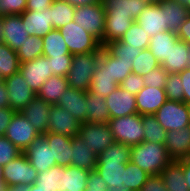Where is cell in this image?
Listing matches in <instances>:
<instances>
[{
	"instance_id": "obj_1",
	"label": "cell",
	"mask_w": 190,
	"mask_h": 191,
	"mask_svg": "<svg viewBox=\"0 0 190 191\" xmlns=\"http://www.w3.org/2000/svg\"><path fill=\"white\" fill-rule=\"evenodd\" d=\"M171 161L164 144L143 141L131 147V162L150 175H159Z\"/></svg>"
},
{
	"instance_id": "obj_2",
	"label": "cell",
	"mask_w": 190,
	"mask_h": 191,
	"mask_svg": "<svg viewBox=\"0 0 190 191\" xmlns=\"http://www.w3.org/2000/svg\"><path fill=\"white\" fill-rule=\"evenodd\" d=\"M99 59L100 52L73 55L71 68L66 76L69 87L89 91Z\"/></svg>"
},
{
	"instance_id": "obj_3",
	"label": "cell",
	"mask_w": 190,
	"mask_h": 191,
	"mask_svg": "<svg viewBox=\"0 0 190 191\" xmlns=\"http://www.w3.org/2000/svg\"><path fill=\"white\" fill-rule=\"evenodd\" d=\"M108 125L111 128L115 142L132 147L144 141L142 115L138 113L110 118Z\"/></svg>"
},
{
	"instance_id": "obj_4",
	"label": "cell",
	"mask_w": 190,
	"mask_h": 191,
	"mask_svg": "<svg viewBox=\"0 0 190 191\" xmlns=\"http://www.w3.org/2000/svg\"><path fill=\"white\" fill-rule=\"evenodd\" d=\"M58 30L63 36L68 50L72 55L100 52L102 49L101 42L84 28L78 26L74 20Z\"/></svg>"
},
{
	"instance_id": "obj_5",
	"label": "cell",
	"mask_w": 190,
	"mask_h": 191,
	"mask_svg": "<svg viewBox=\"0 0 190 191\" xmlns=\"http://www.w3.org/2000/svg\"><path fill=\"white\" fill-rule=\"evenodd\" d=\"M104 3L77 6L74 13V21L84 28L88 33L96 37L103 47V36L105 28Z\"/></svg>"
},
{
	"instance_id": "obj_6",
	"label": "cell",
	"mask_w": 190,
	"mask_h": 191,
	"mask_svg": "<svg viewBox=\"0 0 190 191\" xmlns=\"http://www.w3.org/2000/svg\"><path fill=\"white\" fill-rule=\"evenodd\" d=\"M2 173L5 186L17 184L29 186L36 182L38 176V171L30 164L23 152L3 166Z\"/></svg>"
},
{
	"instance_id": "obj_7",
	"label": "cell",
	"mask_w": 190,
	"mask_h": 191,
	"mask_svg": "<svg viewBox=\"0 0 190 191\" xmlns=\"http://www.w3.org/2000/svg\"><path fill=\"white\" fill-rule=\"evenodd\" d=\"M154 115L167 132L190 126L185 102L167 100Z\"/></svg>"
},
{
	"instance_id": "obj_8",
	"label": "cell",
	"mask_w": 190,
	"mask_h": 191,
	"mask_svg": "<svg viewBox=\"0 0 190 191\" xmlns=\"http://www.w3.org/2000/svg\"><path fill=\"white\" fill-rule=\"evenodd\" d=\"M78 136L85 140L86 146L94 149L98 155L115 142L108 123L83 122L80 124Z\"/></svg>"
},
{
	"instance_id": "obj_9",
	"label": "cell",
	"mask_w": 190,
	"mask_h": 191,
	"mask_svg": "<svg viewBox=\"0 0 190 191\" xmlns=\"http://www.w3.org/2000/svg\"><path fill=\"white\" fill-rule=\"evenodd\" d=\"M4 136H6L18 149L24 152L40 134L21 112H16Z\"/></svg>"
},
{
	"instance_id": "obj_10",
	"label": "cell",
	"mask_w": 190,
	"mask_h": 191,
	"mask_svg": "<svg viewBox=\"0 0 190 191\" xmlns=\"http://www.w3.org/2000/svg\"><path fill=\"white\" fill-rule=\"evenodd\" d=\"M9 99V107L15 112H20L36 96L20 73L3 80Z\"/></svg>"
},
{
	"instance_id": "obj_11",
	"label": "cell",
	"mask_w": 190,
	"mask_h": 191,
	"mask_svg": "<svg viewBox=\"0 0 190 191\" xmlns=\"http://www.w3.org/2000/svg\"><path fill=\"white\" fill-rule=\"evenodd\" d=\"M19 71L35 93L38 92L48 78L54 76L53 72H51L49 58L45 56L20 63Z\"/></svg>"
},
{
	"instance_id": "obj_12",
	"label": "cell",
	"mask_w": 190,
	"mask_h": 191,
	"mask_svg": "<svg viewBox=\"0 0 190 191\" xmlns=\"http://www.w3.org/2000/svg\"><path fill=\"white\" fill-rule=\"evenodd\" d=\"M47 131L55 134L74 137L78 135L81 122L67 110L57 104H52Z\"/></svg>"
},
{
	"instance_id": "obj_13",
	"label": "cell",
	"mask_w": 190,
	"mask_h": 191,
	"mask_svg": "<svg viewBox=\"0 0 190 191\" xmlns=\"http://www.w3.org/2000/svg\"><path fill=\"white\" fill-rule=\"evenodd\" d=\"M38 173L56 165L52 150L44 135L38 136L23 152Z\"/></svg>"
},
{
	"instance_id": "obj_14",
	"label": "cell",
	"mask_w": 190,
	"mask_h": 191,
	"mask_svg": "<svg viewBox=\"0 0 190 191\" xmlns=\"http://www.w3.org/2000/svg\"><path fill=\"white\" fill-rule=\"evenodd\" d=\"M105 102L110 113V118H119L138 113L135 95L119 86L105 98Z\"/></svg>"
},
{
	"instance_id": "obj_15",
	"label": "cell",
	"mask_w": 190,
	"mask_h": 191,
	"mask_svg": "<svg viewBox=\"0 0 190 191\" xmlns=\"http://www.w3.org/2000/svg\"><path fill=\"white\" fill-rule=\"evenodd\" d=\"M51 108L52 104L35 96L20 112L29 120V123L36 128L40 135H44L48 132V119Z\"/></svg>"
},
{
	"instance_id": "obj_16",
	"label": "cell",
	"mask_w": 190,
	"mask_h": 191,
	"mask_svg": "<svg viewBox=\"0 0 190 191\" xmlns=\"http://www.w3.org/2000/svg\"><path fill=\"white\" fill-rule=\"evenodd\" d=\"M3 30V43L16 52L29 36L21 15H4Z\"/></svg>"
},
{
	"instance_id": "obj_17",
	"label": "cell",
	"mask_w": 190,
	"mask_h": 191,
	"mask_svg": "<svg viewBox=\"0 0 190 191\" xmlns=\"http://www.w3.org/2000/svg\"><path fill=\"white\" fill-rule=\"evenodd\" d=\"M164 145L172 160L190 158V126L168 131Z\"/></svg>"
},
{
	"instance_id": "obj_18",
	"label": "cell",
	"mask_w": 190,
	"mask_h": 191,
	"mask_svg": "<svg viewBox=\"0 0 190 191\" xmlns=\"http://www.w3.org/2000/svg\"><path fill=\"white\" fill-rule=\"evenodd\" d=\"M135 22L142 27L149 37L169 30L165 23L164 9L160 4H148Z\"/></svg>"
},
{
	"instance_id": "obj_19",
	"label": "cell",
	"mask_w": 190,
	"mask_h": 191,
	"mask_svg": "<svg viewBox=\"0 0 190 191\" xmlns=\"http://www.w3.org/2000/svg\"><path fill=\"white\" fill-rule=\"evenodd\" d=\"M137 112L140 115H154L167 101L165 89L145 86L136 95Z\"/></svg>"
},
{
	"instance_id": "obj_20",
	"label": "cell",
	"mask_w": 190,
	"mask_h": 191,
	"mask_svg": "<svg viewBox=\"0 0 190 191\" xmlns=\"http://www.w3.org/2000/svg\"><path fill=\"white\" fill-rule=\"evenodd\" d=\"M87 92L69 87L61 96L57 105L67 110L81 123L86 122Z\"/></svg>"
},
{
	"instance_id": "obj_21",
	"label": "cell",
	"mask_w": 190,
	"mask_h": 191,
	"mask_svg": "<svg viewBox=\"0 0 190 191\" xmlns=\"http://www.w3.org/2000/svg\"><path fill=\"white\" fill-rule=\"evenodd\" d=\"M21 18L29 36L43 38L54 29L51 23L50 7L42 12L25 10Z\"/></svg>"
},
{
	"instance_id": "obj_22",
	"label": "cell",
	"mask_w": 190,
	"mask_h": 191,
	"mask_svg": "<svg viewBox=\"0 0 190 191\" xmlns=\"http://www.w3.org/2000/svg\"><path fill=\"white\" fill-rule=\"evenodd\" d=\"M161 66L168 73H180L187 68L190 69V43L178 39Z\"/></svg>"
},
{
	"instance_id": "obj_23",
	"label": "cell",
	"mask_w": 190,
	"mask_h": 191,
	"mask_svg": "<svg viewBox=\"0 0 190 191\" xmlns=\"http://www.w3.org/2000/svg\"><path fill=\"white\" fill-rule=\"evenodd\" d=\"M71 165L85 170H95L98 154L86 146V141L78 135L71 140Z\"/></svg>"
},
{
	"instance_id": "obj_24",
	"label": "cell",
	"mask_w": 190,
	"mask_h": 191,
	"mask_svg": "<svg viewBox=\"0 0 190 191\" xmlns=\"http://www.w3.org/2000/svg\"><path fill=\"white\" fill-rule=\"evenodd\" d=\"M101 69H106V73L120 84L129 74L132 73L133 62L121 61L115 58L104 47L100 51L99 63Z\"/></svg>"
},
{
	"instance_id": "obj_25",
	"label": "cell",
	"mask_w": 190,
	"mask_h": 191,
	"mask_svg": "<svg viewBox=\"0 0 190 191\" xmlns=\"http://www.w3.org/2000/svg\"><path fill=\"white\" fill-rule=\"evenodd\" d=\"M90 170L76 166H64L60 170V191H85Z\"/></svg>"
},
{
	"instance_id": "obj_26",
	"label": "cell",
	"mask_w": 190,
	"mask_h": 191,
	"mask_svg": "<svg viewBox=\"0 0 190 191\" xmlns=\"http://www.w3.org/2000/svg\"><path fill=\"white\" fill-rule=\"evenodd\" d=\"M134 22L135 21L127 15L106 14L103 47L111 41L120 40Z\"/></svg>"
},
{
	"instance_id": "obj_27",
	"label": "cell",
	"mask_w": 190,
	"mask_h": 191,
	"mask_svg": "<svg viewBox=\"0 0 190 191\" xmlns=\"http://www.w3.org/2000/svg\"><path fill=\"white\" fill-rule=\"evenodd\" d=\"M44 137L49 143V147L53 153V159L56 160V165L70 166L71 165V140L72 137H67L60 134L47 132Z\"/></svg>"
},
{
	"instance_id": "obj_28",
	"label": "cell",
	"mask_w": 190,
	"mask_h": 191,
	"mask_svg": "<svg viewBox=\"0 0 190 191\" xmlns=\"http://www.w3.org/2000/svg\"><path fill=\"white\" fill-rule=\"evenodd\" d=\"M129 161H97L95 171L107 182V186L124 188V169Z\"/></svg>"
},
{
	"instance_id": "obj_29",
	"label": "cell",
	"mask_w": 190,
	"mask_h": 191,
	"mask_svg": "<svg viewBox=\"0 0 190 191\" xmlns=\"http://www.w3.org/2000/svg\"><path fill=\"white\" fill-rule=\"evenodd\" d=\"M106 14H121L131 17L134 21L148 5L145 0H102Z\"/></svg>"
},
{
	"instance_id": "obj_30",
	"label": "cell",
	"mask_w": 190,
	"mask_h": 191,
	"mask_svg": "<svg viewBox=\"0 0 190 191\" xmlns=\"http://www.w3.org/2000/svg\"><path fill=\"white\" fill-rule=\"evenodd\" d=\"M159 4L164 9V18L167 28L177 33L180 25L190 15V10L175 0H162Z\"/></svg>"
},
{
	"instance_id": "obj_31",
	"label": "cell",
	"mask_w": 190,
	"mask_h": 191,
	"mask_svg": "<svg viewBox=\"0 0 190 191\" xmlns=\"http://www.w3.org/2000/svg\"><path fill=\"white\" fill-rule=\"evenodd\" d=\"M167 191H190L185 183L183 166L172 160L159 174Z\"/></svg>"
},
{
	"instance_id": "obj_32",
	"label": "cell",
	"mask_w": 190,
	"mask_h": 191,
	"mask_svg": "<svg viewBox=\"0 0 190 191\" xmlns=\"http://www.w3.org/2000/svg\"><path fill=\"white\" fill-rule=\"evenodd\" d=\"M68 88L69 83L66 77L54 75L48 78V80L40 87L36 96L49 104H57Z\"/></svg>"
},
{
	"instance_id": "obj_33",
	"label": "cell",
	"mask_w": 190,
	"mask_h": 191,
	"mask_svg": "<svg viewBox=\"0 0 190 191\" xmlns=\"http://www.w3.org/2000/svg\"><path fill=\"white\" fill-rule=\"evenodd\" d=\"M178 37L175 32L170 30L157 33L150 37L148 49L152 55L162 64L168 57L171 47L176 43Z\"/></svg>"
},
{
	"instance_id": "obj_34",
	"label": "cell",
	"mask_w": 190,
	"mask_h": 191,
	"mask_svg": "<svg viewBox=\"0 0 190 191\" xmlns=\"http://www.w3.org/2000/svg\"><path fill=\"white\" fill-rule=\"evenodd\" d=\"M87 115L86 122L89 123H108L110 113L105 102V98L87 91Z\"/></svg>"
},
{
	"instance_id": "obj_35",
	"label": "cell",
	"mask_w": 190,
	"mask_h": 191,
	"mask_svg": "<svg viewBox=\"0 0 190 191\" xmlns=\"http://www.w3.org/2000/svg\"><path fill=\"white\" fill-rule=\"evenodd\" d=\"M75 6L66 0H53L50 6L51 23L54 29H59L74 20Z\"/></svg>"
},
{
	"instance_id": "obj_36",
	"label": "cell",
	"mask_w": 190,
	"mask_h": 191,
	"mask_svg": "<svg viewBox=\"0 0 190 191\" xmlns=\"http://www.w3.org/2000/svg\"><path fill=\"white\" fill-rule=\"evenodd\" d=\"M42 41L43 56L47 58H54L66 54H71L63 36L58 29H52L42 38Z\"/></svg>"
},
{
	"instance_id": "obj_37",
	"label": "cell",
	"mask_w": 190,
	"mask_h": 191,
	"mask_svg": "<svg viewBox=\"0 0 190 191\" xmlns=\"http://www.w3.org/2000/svg\"><path fill=\"white\" fill-rule=\"evenodd\" d=\"M118 86L119 84L116 81H112V78L106 73V69H101V66L98 64L92 77L89 91L106 98Z\"/></svg>"
},
{
	"instance_id": "obj_38",
	"label": "cell",
	"mask_w": 190,
	"mask_h": 191,
	"mask_svg": "<svg viewBox=\"0 0 190 191\" xmlns=\"http://www.w3.org/2000/svg\"><path fill=\"white\" fill-rule=\"evenodd\" d=\"M20 62L17 52L5 43H0V79L12 76L19 71Z\"/></svg>"
},
{
	"instance_id": "obj_39",
	"label": "cell",
	"mask_w": 190,
	"mask_h": 191,
	"mask_svg": "<svg viewBox=\"0 0 190 191\" xmlns=\"http://www.w3.org/2000/svg\"><path fill=\"white\" fill-rule=\"evenodd\" d=\"M144 141L165 143L167 131L157 121L155 115H142Z\"/></svg>"
},
{
	"instance_id": "obj_40",
	"label": "cell",
	"mask_w": 190,
	"mask_h": 191,
	"mask_svg": "<svg viewBox=\"0 0 190 191\" xmlns=\"http://www.w3.org/2000/svg\"><path fill=\"white\" fill-rule=\"evenodd\" d=\"M123 173V184L131 191H139L147 179L151 176L131 161L126 164V169H124Z\"/></svg>"
},
{
	"instance_id": "obj_41",
	"label": "cell",
	"mask_w": 190,
	"mask_h": 191,
	"mask_svg": "<svg viewBox=\"0 0 190 191\" xmlns=\"http://www.w3.org/2000/svg\"><path fill=\"white\" fill-rule=\"evenodd\" d=\"M20 63L43 56V41L41 37L28 36L27 41L17 50Z\"/></svg>"
},
{
	"instance_id": "obj_42",
	"label": "cell",
	"mask_w": 190,
	"mask_h": 191,
	"mask_svg": "<svg viewBox=\"0 0 190 191\" xmlns=\"http://www.w3.org/2000/svg\"><path fill=\"white\" fill-rule=\"evenodd\" d=\"M63 167L62 165H55L48 170L38 173L35 184L39 186L41 191H60V170Z\"/></svg>"
},
{
	"instance_id": "obj_43",
	"label": "cell",
	"mask_w": 190,
	"mask_h": 191,
	"mask_svg": "<svg viewBox=\"0 0 190 191\" xmlns=\"http://www.w3.org/2000/svg\"><path fill=\"white\" fill-rule=\"evenodd\" d=\"M125 44L136 49H147L150 43V37L141 26L134 22L129 30L120 39Z\"/></svg>"
},
{
	"instance_id": "obj_44",
	"label": "cell",
	"mask_w": 190,
	"mask_h": 191,
	"mask_svg": "<svg viewBox=\"0 0 190 191\" xmlns=\"http://www.w3.org/2000/svg\"><path fill=\"white\" fill-rule=\"evenodd\" d=\"M104 48L115 58H119L125 62H133L142 51L141 49H136L125 44L121 40L111 41L107 43Z\"/></svg>"
},
{
	"instance_id": "obj_45",
	"label": "cell",
	"mask_w": 190,
	"mask_h": 191,
	"mask_svg": "<svg viewBox=\"0 0 190 191\" xmlns=\"http://www.w3.org/2000/svg\"><path fill=\"white\" fill-rule=\"evenodd\" d=\"M97 161H131V146L114 142L109 145L101 154Z\"/></svg>"
},
{
	"instance_id": "obj_46",
	"label": "cell",
	"mask_w": 190,
	"mask_h": 191,
	"mask_svg": "<svg viewBox=\"0 0 190 191\" xmlns=\"http://www.w3.org/2000/svg\"><path fill=\"white\" fill-rule=\"evenodd\" d=\"M160 65L148 48L143 49L133 61L132 73L144 76Z\"/></svg>"
},
{
	"instance_id": "obj_47",
	"label": "cell",
	"mask_w": 190,
	"mask_h": 191,
	"mask_svg": "<svg viewBox=\"0 0 190 191\" xmlns=\"http://www.w3.org/2000/svg\"><path fill=\"white\" fill-rule=\"evenodd\" d=\"M167 100L184 102V89L179 73H169L165 85Z\"/></svg>"
},
{
	"instance_id": "obj_48",
	"label": "cell",
	"mask_w": 190,
	"mask_h": 191,
	"mask_svg": "<svg viewBox=\"0 0 190 191\" xmlns=\"http://www.w3.org/2000/svg\"><path fill=\"white\" fill-rule=\"evenodd\" d=\"M22 151L18 149L6 136H0V165L5 166Z\"/></svg>"
},
{
	"instance_id": "obj_49",
	"label": "cell",
	"mask_w": 190,
	"mask_h": 191,
	"mask_svg": "<svg viewBox=\"0 0 190 191\" xmlns=\"http://www.w3.org/2000/svg\"><path fill=\"white\" fill-rule=\"evenodd\" d=\"M168 72L160 65L153 69L148 74L142 76L145 86L165 89Z\"/></svg>"
},
{
	"instance_id": "obj_50",
	"label": "cell",
	"mask_w": 190,
	"mask_h": 191,
	"mask_svg": "<svg viewBox=\"0 0 190 191\" xmlns=\"http://www.w3.org/2000/svg\"><path fill=\"white\" fill-rule=\"evenodd\" d=\"M72 54L49 58L51 72L56 76L66 77L72 64Z\"/></svg>"
},
{
	"instance_id": "obj_51",
	"label": "cell",
	"mask_w": 190,
	"mask_h": 191,
	"mask_svg": "<svg viewBox=\"0 0 190 191\" xmlns=\"http://www.w3.org/2000/svg\"><path fill=\"white\" fill-rule=\"evenodd\" d=\"M27 0H0V16L21 15L26 10Z\"/></svg>"
},
{
	"instance_id": "obj_52",
	"label": "cell",
	"mask_w": 190,
	"mask_h": 191,
	"mask_svg": "<svg viewBox=\"0 0 190 191\" xmlns=\"http://www.w3.org/2000/svg\"><path fill=\"white\" fill-rule=\"evenodd\" d=\"M119 87L136 95L145 87V85L141 75L131 73L119 84Z\"/></svg>"
},
{
	"instance_id": "obj_53",
	"label": "cell",
	"mask_w": 190,
	"mask_h": 191,
	"mask_svg": "<svg viewBox=\"0 0 190 191\" xmlns=\"http://www.w3.org/2000/svg\"><path fill=\"white\" fill-rule=\"evenodd\" d=\"M85 191H107V182L95 170L90 171Z\"/></svg>"
},
{
	"instance_id": "obj_54",
	"label": "cell",
	"mask_w": 190,
	"mask_h": 191,
	"mask_svg": "<svg viewBox=\"0 0 190 191\" xmlns=\"http://www.w3.org/2000/svg\"><path fill=\"white\" fill-rule=\"evenodd\" d=\"M139 191H167L159 175H151Z\"/></svg>"
},
{
	"instance_id": "obj_55",
	"label": "cell",
	"mask_w": 190,
	"mask_h": 191,
	"mask_svg": "<svg viewBox=\"0 0 190 191\" xmlns=\"http://www.w3.org/2000/svg\"><path fill=\"white\" fill-rule=\"evenodd\" d=\"M15 113L10 107L0 108V136L5 135L6 129Z\"/></svg>"
},
{
	"instance_id": "obj_56",
	"label": "cell",
	"mask_w": 190,
	"mask_h": 191,
	"mask_svg": "<svg viewBox=\"0 0 190 191\" xmlns=\"http://www.w3.org/2000/svg\"><path fill=\"white\" fill-rule=\"evenodd\" d=\"M53 0H27L26 10L42 12L48 9Z\"/></svg>"
},
{
	"instance_id": "obj_57",
	"label": "cell",
	"mask_w": 190,
	"mask_h": 191,
	"mask_svg": "<svg viewBox=\"0 0 190 191\" xmlns=\"http://www.w3.org/2000/svg\"><path fill=\"white\" fill-rule=\"evenodd\" d=\"M184 89V102L190 103V69L187 68L179 73Z\"/></svg>"
},
{
	"instance_id": "obj_58",
	"label": "cell",
	"mask_w": 190,
	"mask_h": 191,
	"mask_svg": "<svg viewBox=\"0 0 190 191\" xmlns=\"http://www.w3.org/2000/svg\"><path fill=\"white\" fill-rule=\"evenodd\" d=\"M179 40L186 43H190V15L187 19L180 25L179 30L176 33Z\"/></svg>"
},
{
	"instance_id": "obj_59",
	"label": "cell",
	"mask_w": 190,
	"mask_h": 191,
	"mask_svg": "<svg viewBox=\"0 0 190 191\" xmlns=\"http://www.w3.org/2000/svg\"><path fill=\"white\" fill-rule=\"evenodd\" d=\"M9 107V99L6 87L4 82H0V108H8Z\"/></svg>"
},
{
	"instance_id": "obj_60",
	"label": "cell",
	"mask_w": 190,
	"mask_h": 191,
	"mask_svg": "<svg viewBox=\"0 0 190 191\" xmlns=\"http://www.w3.org/2000/svg\"><path fill=\"white\" fill-rule=\"evenodd\" d=\"M183 166L185 183L190 190V158L178 160Z\"/></svg>"
},
{
	"instance_id": "obj_61",
	"label": "cell",
	"mask_w": 190,
	"mask_h": 191,
	"mask_svg": "<svg viewBox=\"0 0 190 191\" xmlns=\"http://www.w3.org/2000/svg\"><path fill=\"white\" fill-rule=\"evenodd\" d=\"M66 1L75 7L91 5V4H98V3L102 2V0H66Z\"/></svg>"
},
{
	"instance_id": "obj_62",
	"label": "cell",
	"mask_w": 190,
	"mask_h": 191,
	"mask_svg": "<svg viewBox=\"0 0 190 191\" xmlns=\"http://www.w3.org/2000/svg\"><path fill=\"white\" fill-rule=\"evenodd\" d=\"M1 191H29V186L17 184L4 186Z\"/></svg>"
},
{
	"instance_id": "obj_63",
	"label": "cell",
	"mask_w": 190,
	"mask_h": 191,
	"mask_svg": "<svg viewBox=\"0 0 190 191\" xmlns=\"http://www.w3.org/2000/svg\"><path fill=\"white\" fill-rule=\"evenodd\" d=\"M107 191H131V190L128 189L125 185L124 188H117L116 186L112 185V186H107Z\"/></svg>"
},
{
	"instance_id": "obj_64",
	"label": "cell",
	"mask_w": 190,
	"mask_h": 191,
	"mask_svg": "<svg viewBox=\"0 0 190 191\" xmlns=\"http://www.w3.org/2000/svg\"><path fill=\"white\" fill-rule=\"evenodd\" d=\"M2 169H3V166L0 165V191L5 186V180H4V176L2 173Z\"/></svg>"
},
{
	"instance_id": "obj_65",
	"label": "cell",
	"mask_w": 190,
	"mask_h": 191,
	"mask_svg": "<svg viewBox=\"0 0 190 191\" xmlns=\"http://www.w3.org/2000/svg\"><path fill=\"white\" fill-rule=\"evenodd\" d=\"M3 16H0V43H3Z\"/></svg>"
},
{
	"instance_id": "obj_66",
	"label": "cell",
	"mask_w": 190,
	"mask_h": 191,
	"mask_svg": "<svg viewBox=\"0 0 190 191\" xmlns=\"http://www.w3.org/2000/svg\"><path fill=\"white\" fill-rule=\"evenodd\" d=\"M176 2H179L183 6H186L190 10V0H175Z\"/></svg>"
},
{
	"instance_id": "obj_67",
	"label": "cell",
	"mask_w": 190,
	"mask_h": 191,
	"mask_svg": "<svg viewBox=\"0 0 190 191\" xmlns=\"http://www.w3.org/2000/svg\"><path fill=\"white\" fill-rule=\"evenodd\" d=\"M29 191H41L39 189V186H37L35 183L32 185H29Z\"/></svg>"
},
{
	"instance_id": "obj_68",
	"label": "cell",
	"mask_w": 190,
	"mask_h": 191,
	"mask_svg": "<svg viewBox=\"0 0 190 191\" xmlns=\"http://www.w3.org/2000/svg\"><path fill=\"white\" fill-rule=\"evenodd\" d=\"M147 4H159L162 0H145Z\"/></svg>"
},
{
	"instance_id": "obj_69",
	"label": "cell",
	"mask_w": 190,
	"mask_h": 191,
	"mask_svg": "<svg viewBox=\"0 0 190 191\" xmlns=\"http://www.w3.org/2000/svg\"><path fill=\"white\" fill-rule=\"evenodd\" d=\"M187 109H188V117H189V122H190V103L187 104Z\"/></svg>"
}]
</instances>
